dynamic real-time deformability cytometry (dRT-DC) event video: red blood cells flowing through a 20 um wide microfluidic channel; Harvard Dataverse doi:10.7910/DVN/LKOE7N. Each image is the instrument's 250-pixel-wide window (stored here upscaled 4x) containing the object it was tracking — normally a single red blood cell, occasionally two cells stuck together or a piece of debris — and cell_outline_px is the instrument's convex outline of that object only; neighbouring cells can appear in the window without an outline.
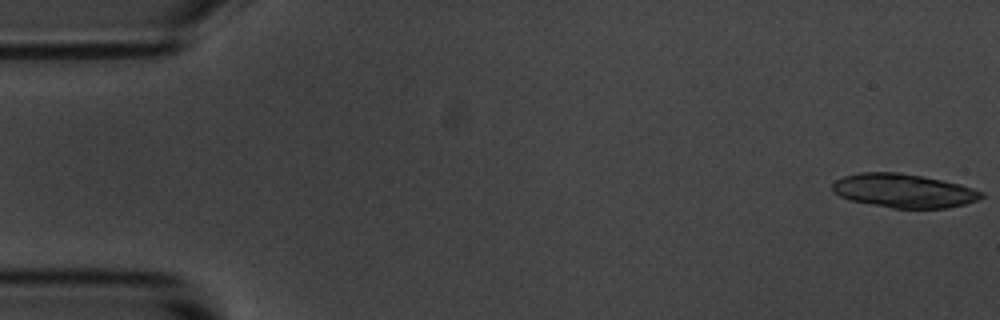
{"species": "common noctule bat (a hibernating species)", "species_latin": "Nyctalus noctula", "temperature_condition": "room temperature", "stored_images_in_passage": 55, "segment_of_instrument_passage": [1, 2], "camera_frame_rate_fps": 3000, "um_per_image_px": 0.085, "animal": {"sex": "male", "body_mass_g": 20.1, "forearm_length_mm": 53.5}, "frame": {"image": 1, "passage_image": 1, "time_ms": 0.0, "image_size_px": [1000, 320], "cell_outline_px": [[984, 196], [976, 200], [964, 204], [948, 208], [892, 208], [848, 200], [832, 192], [832, 184], [836, 180], [844, 176], [860, 172], [896, 172], [920, 176], [960, 184], [984, 192]], "centroid_in_image_um": [76.78, 16.22], "position_along_channel_um": 8.2, "area_um2": 29.25}}